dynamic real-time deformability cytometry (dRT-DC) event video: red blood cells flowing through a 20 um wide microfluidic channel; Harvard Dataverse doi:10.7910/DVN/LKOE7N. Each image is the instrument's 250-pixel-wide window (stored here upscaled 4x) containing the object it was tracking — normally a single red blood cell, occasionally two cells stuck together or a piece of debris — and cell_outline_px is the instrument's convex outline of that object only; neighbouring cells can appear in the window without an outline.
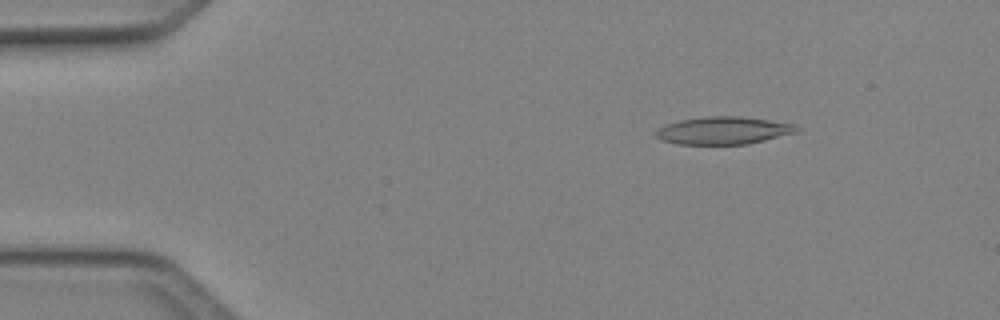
{"species": "Egyptian fruit bat (a non-hibernating species)", "species_latin": "Rousettus aegyptiacus", "temperature_condition": "cold", "stored_images_in_passage": 3, "camera_frame_rate_fps": 3000, "um_per_image_px": 0.085, "animal": {"sex": "female"}, "frame": {"image": 1, "passage_image": 2, "time_ms": 0.333, "image_size_px": [1000, 320], "cell_outline_px": [[800, 128], [796, 132], [748, 144], [680, 144], [664, 140], [656, 136], [656, 132], [664, 124], [680, 120], [708, 116], [740, 116], [768, 120], [792, 124]], "centroid_in_image_um": [61.48, 11.09], "position_along_channel_um": 23.5, "area_um2": 22.25}}